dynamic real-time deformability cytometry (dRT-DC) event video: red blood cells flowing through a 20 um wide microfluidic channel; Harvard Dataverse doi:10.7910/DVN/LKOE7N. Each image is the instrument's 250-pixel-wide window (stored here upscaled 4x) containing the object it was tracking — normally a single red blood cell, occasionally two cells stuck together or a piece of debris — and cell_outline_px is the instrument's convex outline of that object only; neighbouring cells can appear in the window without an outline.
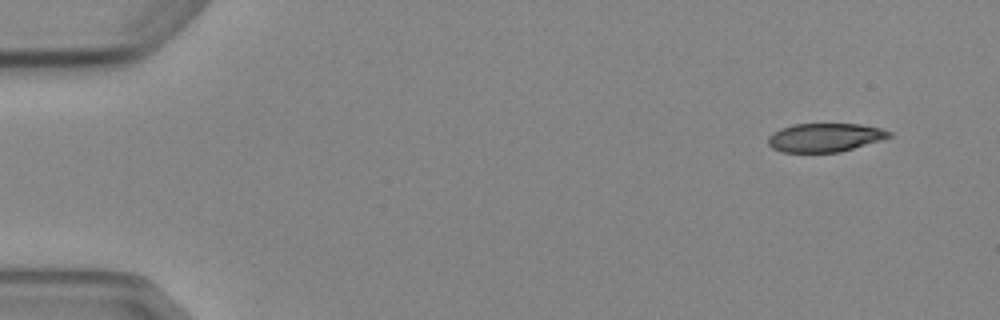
{"species": "Egyptian fruit bat (a non-hibernating species)", "species_latin": "Rousettus aegyptiacus", "temperature_condition": "cold", "stored_images_in_passage": 7, "camera_frame_rate_fps": 3000, "um_per_image_px": 0.085, "animal": {"sex": "female"}, "frame": {"image": 1, "passage_image": 1, "time_ms": 0.0, "image_size_px": [1000, 320], "cell_outline_px": [[892, 136], [880, 140], [840, 152], [780, 152], [772, 148], [768, 144], [768, 136], [772, 132], [780, 128], [796, 124], [860, 124], [880, 128], [892, 132]], "centroid_in_image_um": [70.08, 11.69], "position_along_channel_um": 14.9, "area_um2": 20.17}}
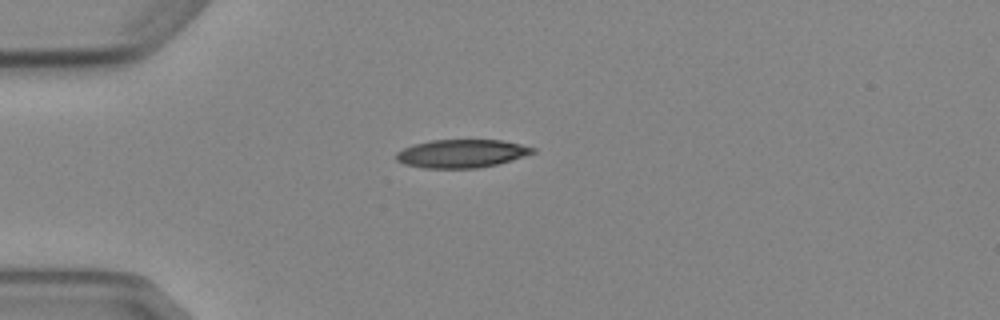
{"frame": {"image": 2, "passage_image": 4, "time_ms": 3.333, "image_size_px": [1000, 320], "cell_outline_px": [[536, 152], [512, 160], [480, 168], [424, 168], [404, 164], [396, 160], [396, 152], [404, 148], [416, 144], [432, 140], [500, 140], [520, 144], [536, 148]], "centroid_in_image_um": [39.24, 13.06], "position_along_channel_um": 45.8, "area_um2": 22.37}}
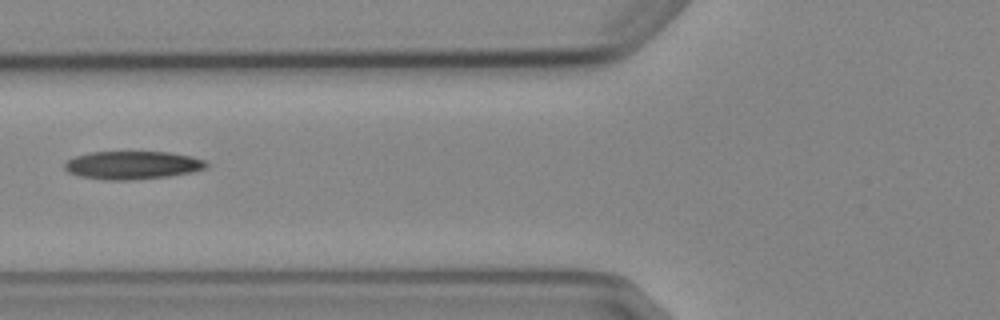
{"frame": {"image": 3, "passage_image": 6, "time_ms": 5.667, "image_size_px": [1000, 320], "cell_outline_px": [[208, 164], [204, 168], [192, 172], [168, 176], [128, 180], [104, 180], [80, 176], [68, 172], [64, 168], [64, 164], [68, 160], [76, 156], [92, 152], [168, 152], [192, 156], [204, 160]], "centroid_in_image_um": [11.25, 14.04], "position_along_channel_um": 114.6, "area_um2": 23.06}}